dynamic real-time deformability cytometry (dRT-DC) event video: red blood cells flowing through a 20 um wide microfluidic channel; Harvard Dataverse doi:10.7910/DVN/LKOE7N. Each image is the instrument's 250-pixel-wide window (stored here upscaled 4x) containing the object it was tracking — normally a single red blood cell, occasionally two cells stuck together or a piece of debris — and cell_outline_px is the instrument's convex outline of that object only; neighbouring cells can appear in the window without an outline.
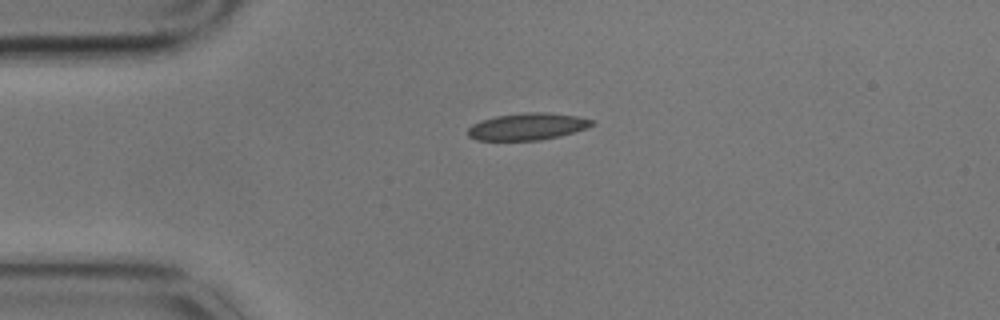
{"species": "common noctule bat (a hibernating species)", "species_latin": "Nyctalus noctula", "temperature_condition": "cold", "stored_images_in_passage": 2, "camera_frame_rate_fps": 3000, "um_per_image_px": 0.085, "animal": {"sex": "male", "body_mass_g": 17.9}, "frame": {"image": 1, "passage_image": 1, "time_ms": 0.0, "image_size_px": [1000, 320], "cell_outline_px": [[596, 124], [560, 136], [540, 140], [476, 140], [468, 136], [468, 128], [472, 124], [480, 120], [496, 116], [528, 112], [548, 112], [580, 116], [592, 120]], "centroid_in_image_um": [44.82, 10.75], "position_along_channel_um": 40.2, "area_um2": 19.48}}